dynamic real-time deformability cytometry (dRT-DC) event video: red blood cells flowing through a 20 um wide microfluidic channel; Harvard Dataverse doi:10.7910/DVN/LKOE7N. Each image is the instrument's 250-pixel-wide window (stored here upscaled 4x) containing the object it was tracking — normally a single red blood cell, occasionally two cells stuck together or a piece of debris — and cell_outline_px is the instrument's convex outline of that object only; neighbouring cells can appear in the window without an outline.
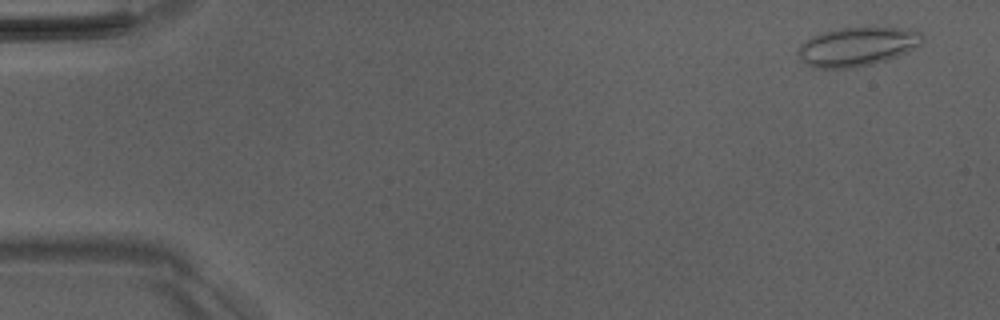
{"species": "Egyptian fruit bat (a non-hibernating species)", "species_latin": "Rousettus aegyptiacus", "temperature_condition": "room temperature", "stored_images_in_passage": 51, "camera_frame_rate_fps": 3000, "um_per_image_px": 0.085, "animal": {"sex": "male"}, "frame": {"image": 1, "passage_image": 3, "time_ms": 0.667, "image_size_px": [1000, 320], "cell_outline_px": [[924, 40], [920, 44], [888, 60], [856, 68], [812, 68], [804, 64], [800, 60], [796, 52], [800, 44], [812, 36], [824, 32], [840, 28], [908, 28], [920, 32], [924, 36]], "centroid_in_image_um": [72.81, 3.98], "position_along_channel_um": 12.2, "area_um2": 28.26}}
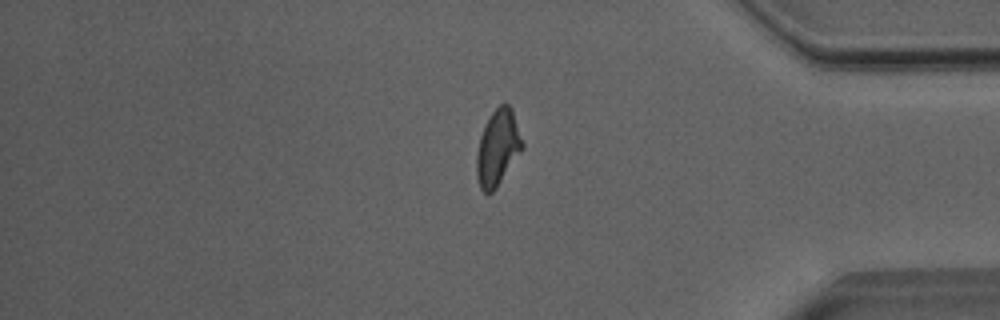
{"frame": {"image": 2, "passage_image": 43, "time_ms": 14.0, "image_size_px": [1000, 320], "cell_outline_px": [[524, 148], [496, 188], [492, 192], [484, 192], [480, 188], [476, 176], [476, 156], [480, 136], [484, 124], [492, 112], [500, 104], [508, 104], [512, 108], [524, 144]], "centroid_in_image_um": [42.31, 12.55], "position_along_channel_um": 392.9, "area_um2": 20.29}}
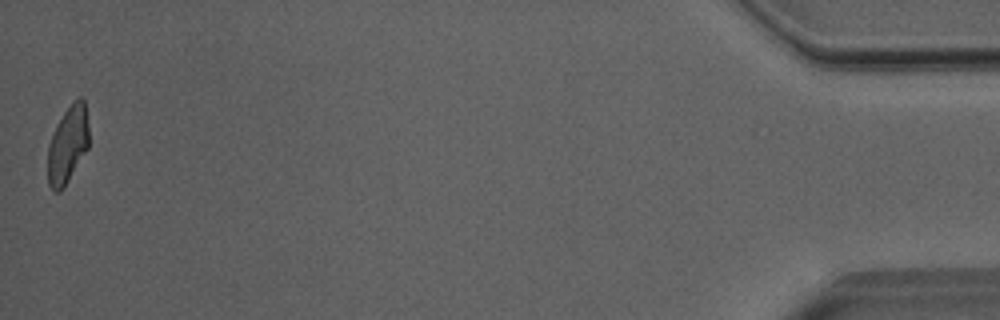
{"frame": {"image": 3, "passage_image": 51, "time_ms": 16.667, "image_size_px": [1000, 320], "cell_outline_px": [[88, 148], [64, 188], [60, 192], [56, 192], [48, 184], [48, 144], [64, 112], [80, 96], [84, 100], [88, 128]], "centroid_in_image_um": [5.76, 12.35], "position_along_channel_um": 429.4, "area_um2": 18.09}, "authors_computed_cell_mechanics": {"area_um2": 20.4612, "velocity_mm_per_s": 4.0485, "shape_relaxation_time_tau1_ms": null, "shape_relaxation_time_tau2_ms": 1.3683, "deformation_change_tau1": null, "deformation_change_tau2": 0.0886}}